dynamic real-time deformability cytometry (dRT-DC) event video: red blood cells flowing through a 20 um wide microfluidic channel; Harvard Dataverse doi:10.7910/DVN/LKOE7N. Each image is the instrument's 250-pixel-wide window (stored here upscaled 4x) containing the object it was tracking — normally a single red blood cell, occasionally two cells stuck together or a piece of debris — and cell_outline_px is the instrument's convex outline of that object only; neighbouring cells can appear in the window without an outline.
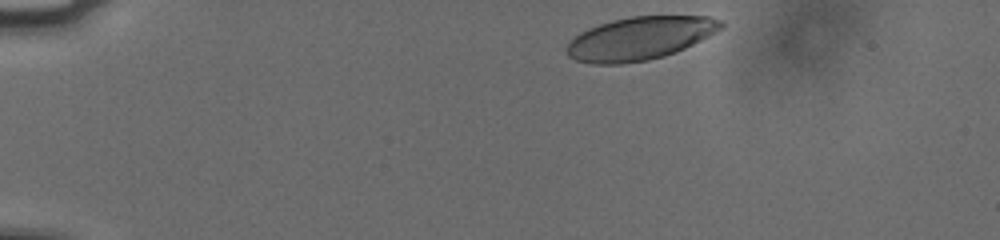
{"species": "human", "species_latin": "Homo sapiens", "temperature_condition": "cold", "stored_images_in_passage": 9, "camera_frame_rate_fps": 3000, "um_per_image_px": 0.085, "donor": {"sex": "male"}, "frame": {"image": 1, "passage_image": 1, "time_ms": 0.0, "image_size_px": [1000, 240], "cell_outline_px": [[724, 28], [676, 52], [664, 56], [648, 60], [620, 64], [592, 64], [576, 60], [568, 56], [568, 44], [580, 32], [588, 28], [612, 20], [632, 16], [708, 16], [720, 20], [724, 24]], "centroid_in_image_um": [54.4, 3.26], "position_along_channel_um": 30.6, "area_um2": 38.49}}